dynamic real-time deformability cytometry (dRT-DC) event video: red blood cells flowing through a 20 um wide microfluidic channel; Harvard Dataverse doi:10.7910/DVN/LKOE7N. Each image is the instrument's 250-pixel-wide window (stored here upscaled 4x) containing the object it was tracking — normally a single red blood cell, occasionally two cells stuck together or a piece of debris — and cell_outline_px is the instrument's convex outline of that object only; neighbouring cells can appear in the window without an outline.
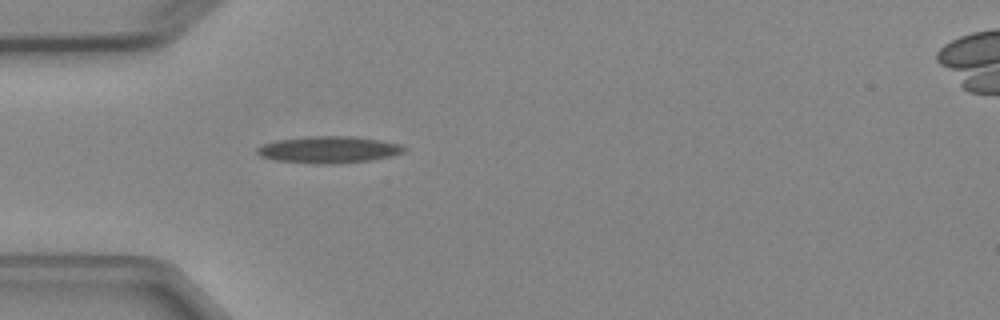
{"species": "Egyptian fruit bat (a non-hibernating species)", "species_latin": "Rousettus aegyptiacus", "temperature_condition": "cold", "stored_images_in_passage": 1, "camera_frame_rate_fps": 3000, "um_per_image_px": 0.085, "animal": {"sex": "female"}, "frame": {"image": 1, "passage_image": 1, "time_ms": 0.0, "image_size_px": [1000, 320], "cell_outline_px": [[408, 148], [404, 152], [392, 156], [368, 160], [336, 164], [316, 164], [276, 160], [260, 156], [256, 152], [256, 148], [264, 144], [276, 140], [316, 136], [348, 136], [380, 140], [400, 144]], "centroid_in_image_um": [27.96, 12.73], "position_along_channel_um": 57.0, "area_um2": 22.83}}